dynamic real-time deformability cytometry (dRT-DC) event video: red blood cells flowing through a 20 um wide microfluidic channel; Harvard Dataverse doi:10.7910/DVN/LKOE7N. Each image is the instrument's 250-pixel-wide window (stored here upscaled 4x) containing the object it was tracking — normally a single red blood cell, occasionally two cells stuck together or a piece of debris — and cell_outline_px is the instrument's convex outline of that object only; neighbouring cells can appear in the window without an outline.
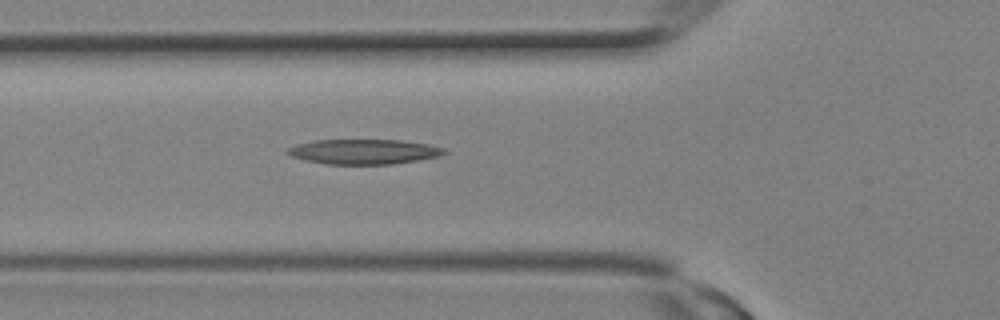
{"species": "Egyptian fruit bat (a non-hibernating species)", "species_latin": "Rousettus aegyptiacus", "temperature_condition": "room temperature", "stored_images_in_passage": 9, "camera_frame_rate_fps": 3000, "um_per_image_px": 0.085, "animal": {"sex": "female"}, "frame": {"image": 1, "passage_image": 9, "time_ms": 2.667, "image_size_px": [1000, 320], "cell_outline_px": [[448, 152], [436, 156], [416, 160], [392, 164], [328, 164], [304, 160], [292, 156], [284, 152], [288, 148], [296, 144], [312, 140], [400, 140], [428, 144], [444, 148]], "centroid_in_image_um": [30.87, 12.88], "position_along_channel_um": 94.9, "area_um2": 22.66}}